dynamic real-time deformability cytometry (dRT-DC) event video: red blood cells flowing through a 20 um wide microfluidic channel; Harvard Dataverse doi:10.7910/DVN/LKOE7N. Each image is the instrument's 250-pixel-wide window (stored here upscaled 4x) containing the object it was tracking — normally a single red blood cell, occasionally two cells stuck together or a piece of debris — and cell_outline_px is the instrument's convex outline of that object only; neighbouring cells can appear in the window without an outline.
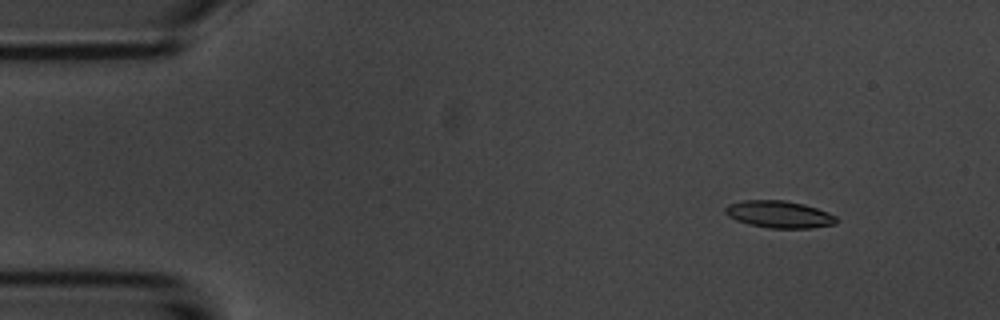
{"species": "common noctule bat (a hibernating species)", "species_latin": "Nyctalus noctula", "temperature_condition": "room temperature", "stored_images_in_passage": 4, "camera_frame_rate_fps": 3000, "um_per_image_px": 0.085, "animal": {"sex": "male", "body_mass_g": 20.1, "forearm_length_mm": 53.5}, "frame": {"image": 1, "passage_image": 2, "time_ms": 1.0, "image_size_px": [1000, 320], "cell_outline_px": [[840, 220], [836, 224], [812, 228], [768, 228], [748, 224], [736, 220], [728, 216], [724, 212], [724, 208], [728, 204], [744, 200], [784, 200], [804, 204], [828, 212], [836, 216]], "centroid_in_image_um": [66.24, 18.22], "position_along_channel_um": 18.8, "area_um2": 17.74}}
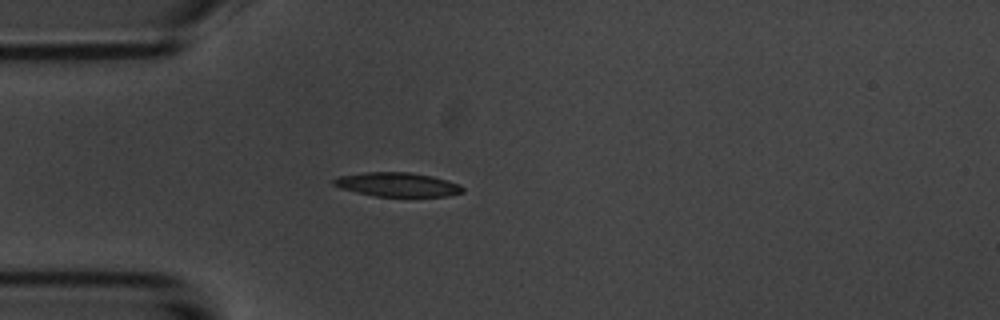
{"frame": {"image": 2, "passage_image": 4, "time_ms": 4.0, "image_size_px": [1000, 320], "cell_outline_px": [[464, 192], [448, 196], [376, 196], [356, 192], [340, 188], [332, 184], [332, 180], [336, 176], [364, 172], [408, 172], [432, 176], [460, 184], [464, 188]], "centroid_in_image_um": [33.75, 15.68], "position_along_channel_um": 51.2, "area_um2": 18.15}}